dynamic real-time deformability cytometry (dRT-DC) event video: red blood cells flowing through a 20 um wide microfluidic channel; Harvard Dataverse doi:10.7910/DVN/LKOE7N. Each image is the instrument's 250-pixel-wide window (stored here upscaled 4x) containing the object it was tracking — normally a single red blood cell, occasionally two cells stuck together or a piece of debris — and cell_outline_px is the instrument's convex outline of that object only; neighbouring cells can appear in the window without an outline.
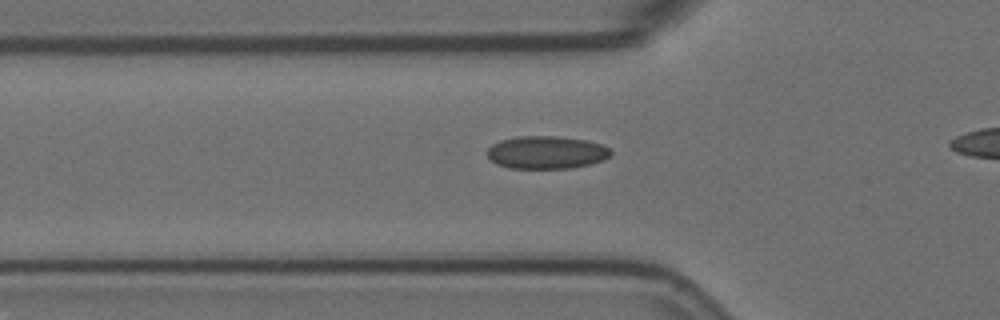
{"species": "Egyptian fruit bat (a non-hibernating species)", "species_latin": "Rousettus aegyptiacus", "temperature_condition": "room temperature", "stored_images_in_passage": 34, "camera_frame_rate_fps": 3000, "um_per_image_px": 0.085, "animal": {"sex": "female"}, "frame": {"image": 1, "passage_image": 7, "time_ms": 2.0, "image_size_px": [1000, 320], "cell_outline_px": [[612, 152], [604, 160], [572, 168], [508, 168], [496, 164], [488, 156], [488, 148], [492, 144], [500, 140], [516, 136], [556, 136], [584, 140], [600, 144], [612, 148]], "centroid_in_image_um": [46.44, 12.95], "position_along_channel_um": 79.4, "area_um2": 23.58}}
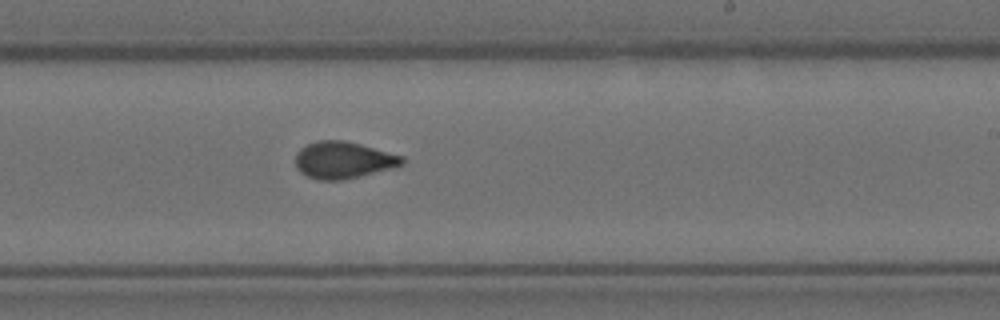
{"frame": {"image": 2, "passage_image": 22, "time_ms": 7.0, "image_size_px": [1000, 320], "cell_outline_px": [[404, 164], [396, 168], [340, 180], [316, 180], [300, 172], [296, 168], [296, 152], [300, 148], [316, 140], [344, 140], [360, 144], [404, 156]], "centroid_in_image_um": [29.19, 13.6], "position_along_channel_um": 259.8, "area_um2": 23.06}}
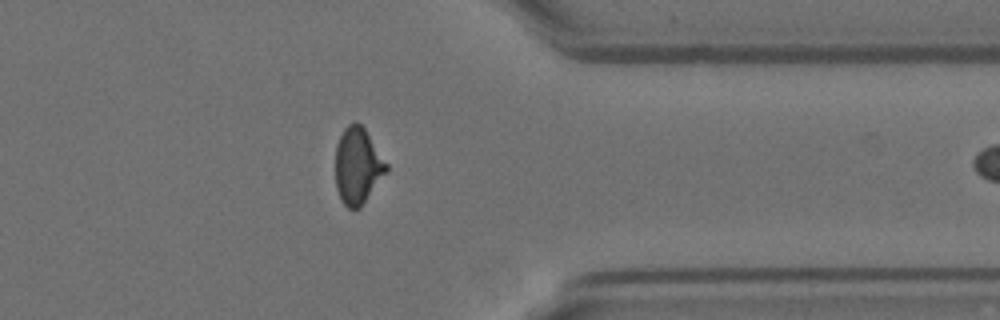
{"frame": {"image": 3, "passage_image": 33, "time_ms": 10.667, "image_size_px": [1000, 320], "cell_outline_px": [[388, 172], [360, 208], [348, 208], [344, 204], [336, 188], [336, 144], [344, 128], [348, 124], [356, 120], [364, 128], [388, 164]], "centroid_in_image_um": [30.42, 14.09], "position_along_channel_um": 381.0, "area_um2": 22.72}}